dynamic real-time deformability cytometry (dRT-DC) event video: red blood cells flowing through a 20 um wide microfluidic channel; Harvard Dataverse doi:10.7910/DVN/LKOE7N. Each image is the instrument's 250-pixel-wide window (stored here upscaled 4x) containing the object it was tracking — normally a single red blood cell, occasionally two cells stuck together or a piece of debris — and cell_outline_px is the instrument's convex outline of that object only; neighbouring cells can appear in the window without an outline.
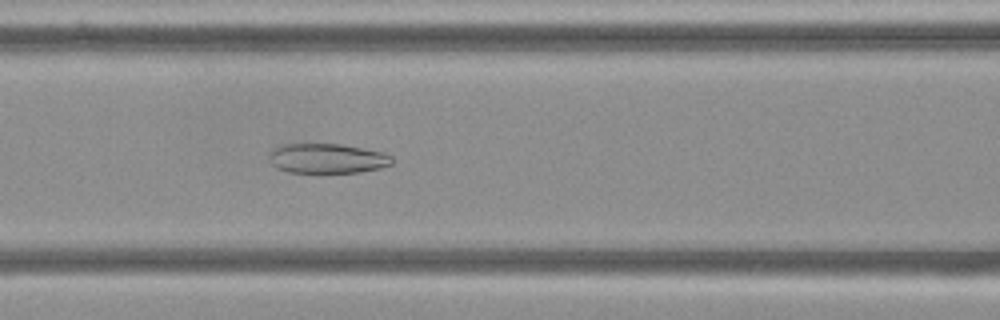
{"species": "Egyptian fruit bat (a non-hibernating species)", "species_latin": "Rousettus aegyptiacus", "temperature_condition": "cold", "stored_images_in_passage": 6, "camera_frame_rate_fps": 3000, "um_per_image_px": 0.085, "frame": {"image": 1, "passage_image": 5, "time_ms": 4.667, "image_size_px": [1000, 320], "cell_outline_px": [[392, 164], [380, 168], [360, 172], [324, 176], [320, 176], [288, 172], [276, 168], [272, 164], [268, 156], [268, 152], [276, 144], [340, 144], [384, 152], [392, 156]], "centroid_in_image_um": [27.75, 13.52], "position_along_channel_um": 138.9, "area_um2": 22.6}}